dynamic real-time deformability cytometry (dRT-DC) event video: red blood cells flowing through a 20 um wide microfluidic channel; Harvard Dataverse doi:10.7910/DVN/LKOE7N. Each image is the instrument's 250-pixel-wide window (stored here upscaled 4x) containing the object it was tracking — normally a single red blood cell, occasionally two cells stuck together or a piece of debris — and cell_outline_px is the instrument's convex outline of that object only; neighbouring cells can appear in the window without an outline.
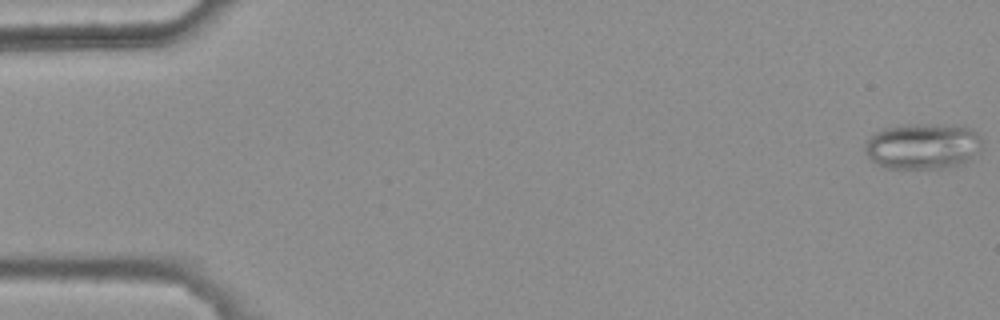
{"species": "common noctule bat (a hibernating species)", "species_latin": "Nyctalus noctula", "temperature_condition": "warm", "stored_images_in_passage": 49, "camera_frame_rate_fps": 3000, "um_per_image_px": 0.085, "animal": {"sex": "female", "body_mass_g": 25.1}, "frame": {"image": 1, "passage_image": 1, "time_ms": 0.0, "image_size_px": [1000, 320], "cell_outline_px": [[980, 148], [972, 160], [964, 164], [948, 168], [884, 168], [872, 160], [864, 152], [864, 140], [876, 132], [884, 128], [920, 124], [956, 124], [972, 128], [980, 136]], "centroid_in_image_um": [78.46, 12.43], "position_along_channel_um": 6.5, "area_um2": 31.85}}
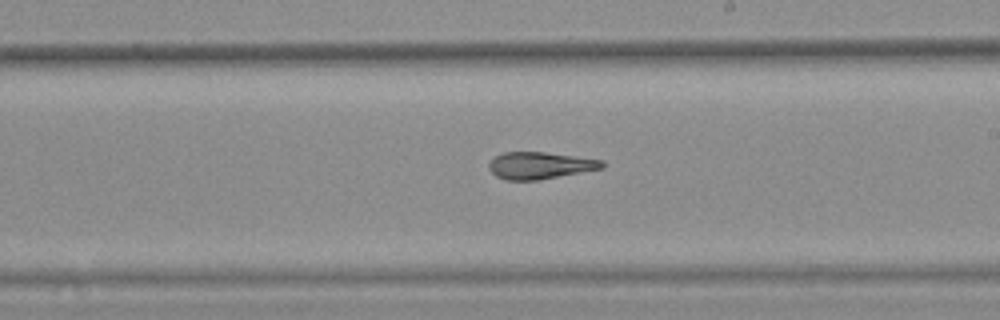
{"frame": {"image": 2, "passage_image": 32, "time_ms": 10.333, "image_size_px": [1000, 320], "cell_outline_px": [[604, 168], [540, 180], [504, 180], [496, 176], [488, 168], [488, 164], [496, 156], [504, 152], [544, 152], [604, 160]], "centroid_in_image_um": [45.9, 14.07], "position_along_channel_um": 243.1, "area_um2": 17.8}}
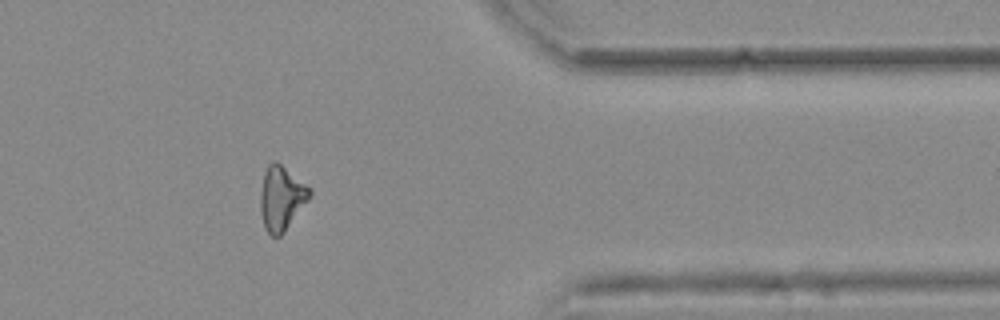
{"frame": {"image": 3, "passage_image": 45, "time_ms": 14.667, "image_size_px": [1000, 320], "cell_outline_px": [[312, 196], [284, 232], [280, 236], [272, 236], [264, 228], [260, 212], [260, 192], [264, 172], [268, 164], [272, 160], [276, 160], [312, 188]], "centroid_in_image_um": [23.93, 16.82], "position_along_channel_um": 387.5, "area_um2": 18.79}, "authors_computed_cell_mechanics": {"area_um2": 18.9584, "velocity_mm_per_s": 3.7332, "shape_relaxation_time_tau1_ms": null, "shape_relaxation_time_tau2_ms": 8.2583, "deformation_change_tau1": null, "deformation_change_tau2": 0.1176}}